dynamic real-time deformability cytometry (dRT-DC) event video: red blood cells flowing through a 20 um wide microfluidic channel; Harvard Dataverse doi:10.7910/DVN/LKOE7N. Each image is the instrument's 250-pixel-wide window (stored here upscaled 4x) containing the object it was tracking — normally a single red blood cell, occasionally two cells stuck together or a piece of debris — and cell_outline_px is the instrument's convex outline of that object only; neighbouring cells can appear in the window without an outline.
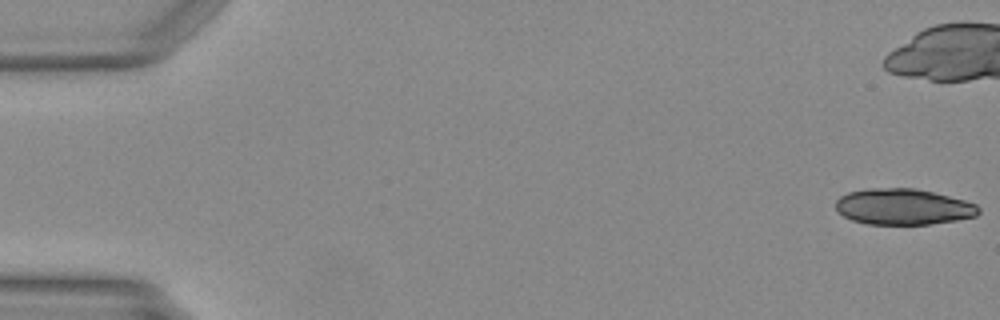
{"species": "Egyptian fruit bat (a non-hibernating species)", "species_latin": "Rousettus aegyptiacus", "temperature_condition": "warm", "stored_images_in_passage": 43, "camera_frame_rate_fps": 3000, "um_per_image_px": 0.085, "animal": {"sex": "female"}, "frame": {"image": 1, "passage_image": 1, "time_ms": 0.0, "image_size_px": [1000, 320], "cell_outline_px": [[980, 212], [976, 216], [956, 220], [932, 224], [868, 224], [852, 220], [844, 216], [836, 208], [836, 200], [840, 196], [848, 192], [868, 188], [916, 188], [964, 200], [976, 204], [980, 208]], "centroid_in_image_um": [76.78, 17.57], "position_along_channel_um": 8.2, "area_um2": 29.94}}